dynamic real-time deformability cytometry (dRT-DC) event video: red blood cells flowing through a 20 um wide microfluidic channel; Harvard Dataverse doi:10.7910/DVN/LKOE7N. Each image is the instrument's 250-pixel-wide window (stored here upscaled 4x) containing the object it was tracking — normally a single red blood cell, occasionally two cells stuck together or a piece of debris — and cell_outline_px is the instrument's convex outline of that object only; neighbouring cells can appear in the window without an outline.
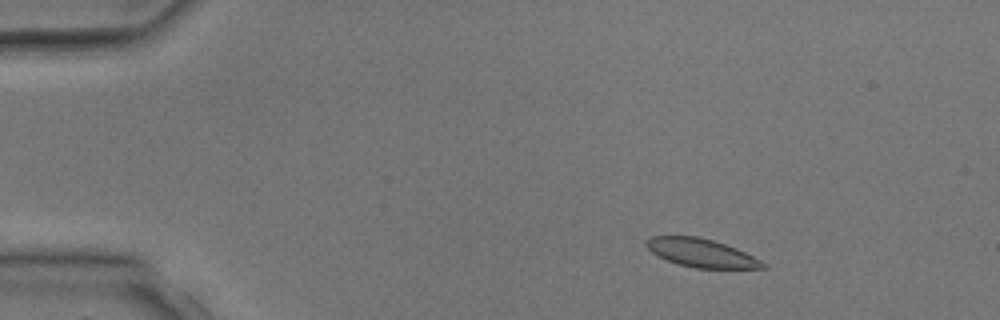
{"species": "common noctule bat (a hibernating species)", "species_latin": "Nyctalus noctula", "temperature_condition": "room temperature", "stored_images_in_passage": 3, "camera_frame_rate_fps": 3000, "um_per_image_px": 0.085, "animal": {"sex": "male", "body_mass_g": 17.9, "forearm_length_mm": 54.2}, "frame": {"image": 1, "passage_image": 1, "time_ms": 0.0, "image_size_px": [1000, 320], "cell_outline_px": [[768, 268], [696, 268], [680, 264], [668, 260], [652, 252], [644, 244], [652, 236], [696, 236], [712, 240], [736, 248], [768, 264]], "centroid_in_image_um": [59.64, 21.5], "position_along_channel_um": 25.4, "area_um2": 18.9}}